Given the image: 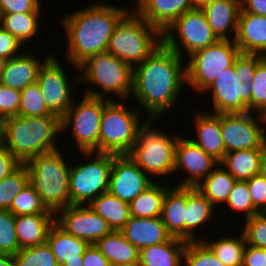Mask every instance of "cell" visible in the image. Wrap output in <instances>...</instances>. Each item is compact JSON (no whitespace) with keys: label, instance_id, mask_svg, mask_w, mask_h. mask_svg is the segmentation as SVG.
Instances as JSON below:
<instances>
[{"label":"cell","instance_id":"1","mask_svg":"<svg viewBox=\"0 0 266 266\" xmlns=\"http://www.w3.org/2000/svg\"><path fill=\"white\" fill-rule=\"evenodd\" d=\"M184 58L162 43L133 68L132 95L157 120L176 106L186 83Z\"/></svg>","mask_w":266,"mask_h":266},{"label":"cell","instance_id":"2","mask_svg":"<svg viewBox=\"0 0 266 266\" xmlns=\"http://www.w3.org/2000/svg\"><path fill=\"white\" fill-rule=\"evenodd\" d=\"M129 12L123 7L95 2L61 19L67 36V61L77 68L90 56L107 51L118 22Z\"/></svg>","mask_w":266,"mask_h":266},{"label":"cell","instance_id":"3","mask_svg":"<svg viewBox=\"0 0 266 266\" xmlns=\"http://www.w3.org/2000/svg\"><path fill=\"white\" fill-rule=\"evenodd\" d=\"M61 119L56 115L12 116L0 123V142L21 162L57 150Z\"/></svg>","mask_w":266,"mask_h":266},{"label":"cell","instance_id":"4","mask_svg":"<svg viewBox=\"0 0 266 266\" xmlns=\"http://www.w3.org/2000/svg\"><path fill=\"white\" fill-rule=\"evenodd\" d=\"M59 149L39 154L24 164L29 172V182L40 195L47 210L56 214L70 206V169Z\"/></svg>","mask_w":266,"mask_h":266},{"label":"cell","instance_id":"5","mask_svg":"<svg viewBox=\"0 0 266 266\" xmlns=\"http://www.w3.org/2000/svg\"><path fill=\"white\" fill-rule=\"evenodd\" d=\"M131 10L116 25L107 52L134 68L163 43V37L158 28Z\"/></svg>","mask_w":266,"mask_h":266},{"label":"cell","instance_id":"6","mask_svg":"<svg viewBox=\"0 0 266 266\" xmlns=\"http://www.w3.org/2000/svg\"><path fill=\"white\" fill-rule=\"evenodd\" d=\"M78 70L81 72V75L75 78L78 84L88 82L101 88L95 90V87H87L85 95L105 98L104 91L108 93L107 99L111 100L109 94L114 93L123 102L131 96L133 68L107 51L90 56L78 66Z\"/></svg>","mask_w":266,"mask_h":266},{"label":"cell","instance_id":"7","mask_svg":"<svg viewBox=\"0 0 266 266\" xmlns=\"http://www.w3.org/2000/svg\"><path fill=\"white\" fill-rule=\"evenodd\" d=\"M155 121L148 119L139 129L137 140L127 156L148 176L167 177L174 173L176 145L180 136L170 137L161 129L152 128L151 124Z\"/></svg>","mask_w":266,"mask_h":266},{"label":"cell","instance_id":"8","mask_svg":"<svg viewBox=\"0 0 266 266\" xmlns=\"http://www.w3.org/2000/svg\"><path fill=\"white\" fill-rule=\"evenodd\" d=\"M121 102L112 98L105 104L100 123L99 153L127 155L137 140L139 129L148 120L140 123L139 110H131Z\"/></svg>","mask_w":266,"mask_h":266},{"label":"cell","instance_id":"9","mask_svg":"<svg viewBox=\"0 0 266 266\" xmlns=\"http://www.w3.org/2000/svg\"><path fill=\"white\" fill-rule=\"evenodd\" d=\"M241 53L234 40H218L191 55L185 64L186 84L203 93ZM202 91V92H201Z\"/></svg>","mask_w":266,"mask_h":266},{"label":"cell","instance_id":"10","mask_svg":"<svg viewBox=\"0 0 266 266\" xmlns=\"http://www.w3.org/2000/svg\"><path fill=\"white\" fill-rule=\"evenodd\" d=\"M89 159L70 169V204L88 205L92 200L109 191L113 154L81 152ZM93 157V159H92Z\"/></svg>","mask_w":266,"mask_h":266},{"label":"cell","instance_id":"11","mask_svg":"<svg viewBox=\"0 0 266 266\" xmlns=\"http://www.w3.org/2000/svg\"><path fill=\"white\" fill-rule=\"evenodd\" d=\"M82 95V101L78 104L73 101L61 118V131L71 130L76 149L80 152L99 153L101 116L109 99Z\"/></svg>","mask_w":266,"mask_h":266},{"label":"cell","instance_id":"12","mask_svg":"<svg viewBox=\"0 0 266 266\" xmlns=\"http://www.w3.org/2000/svg\"><path fill=\"white\" fill-rule=\"evenodd\" d=\"M162 37L163 43L181 57L184 54L183 50L189 56L219 40L208 24L204 11L199 7L178 17L162 32Z\"/></svg>","mask_w":266,"mask_h":266},{"label":"cell","instance_id":"13","mask_svg":"<svg viewBox=\"0 0 266 266\" xmlns=\"http://www.w3.org/2000/svg\"><path fill=\"white\" fill-rule=\"evenodd\" d=\"M265 125L266 116L261 114L254 115L249 111L245 113H221L220 129L225 153L234 150L260 148L266 142Z\"/></svg>","mask_w":266,"mask_h":266},{"label":"cell","instance_id":"14","mask_svg":"<svg viewBox=\"0 0 266 266\" xmlns=\"http://www.w3.org/2000/svg\"><path fill=\"white\" fill-rule=\"evenodd\" d=\"M252 86L250 81L242 82L235 73L234 65L222 71L205 90L212 93L213 113L252 112Z\"/></svg>","mask_w":266,"mask_h":266},{"label":"cell","instance_id":"15","mask_svg":"<svg viewBox=\"0 0 266 266\" xmlns=\"http://www.w3.org/2000/svg\"><path fill=\"white\" fill-rule=\"evenodd\" d=\"M49 54L51 56L39 70L37 84L48 110L61 119L75 100L71 92L73 85H70L66 71L63 70L56 56L53 53Z\"/></svg>","mask_w":266,"mask_h":266},{"label":"cell","instance_id":"16","mask_svg":"<svg viewBox=\"0 0 266 266\" xmlns=\"http://www.w3.org/2000/svg\"><path fill=\"white\" fill-rule=\"evenodd\" d=\"M55 223L66 233L89 245L113 232L110 225L88 205H70L55 214Z\"/></svg>","mask_w":266,"mask_h":266},{"label":"cell","instance_id":"17","mask_svg":"<svg viewBox=\"0 0 266 266\" xmlns=\"http://www.w3.org/2000/svg\"><path fill=\"white\" fill-rule=\"evenodd\" d=\"M127 155L113 154L109 193L130 203L153 182Z\"/></svg>","mask_w":266,"mask_h":266},{"label":"cell","instance_id":"18","mask_svg":"<svg viewBox=\"0 0 266 266\" xmlns=\"http://www.w3.org/2000/svg\"><path fill=\"white\" fill-rule=\"evenodd\" d=\"M218 165L216 159L195 145L188 137L178 138L174 173L182 169L187 175L184 180L176 184L177 186L197 187Z\"/></svg>","mask_w":266,"mask_h":266},{"label":"cell","instance_id":"19","mask_svg":"<svg viewBox=\"0 0 266 266\" xmlns=\"http://www.w3.org/2000/svg\"><path fill=\"white\" fill-rule=\"evenodd\" d=\"M201 9L219 40H235L238 30L241 0H211ZM229 32L234 33L229 36ZM232 39H231V38Z\"/></svg>","mask_w":266,"mask_h":266},{"label":"cell","instance_id":"20","mask_svg":"<svg viewBox=\"0 0 266 266\" xmlns=\"http://www.w3.org/2000/svg\"><path fill=\"white\" fill-rule=\"evenodd\" d=\"M194 8L191 0H137L134 10L164 32L178 17Z\"/></svg>","mask_w":266,"mask_h":266},{"label":"cell","instance_id":"21","mask_svg":"<svg viewBox=\"0 0 266 266\" xmlns=\"http://www.w3.org/2000/svg\"><path fill=\"white\" fill-rule=\"evenodd\" d=\"M121 232L139 250L167 242L172 238L161 217L137 218L130 216Z\"/></svg>","mask_w":266,"mask_h":266},{"label":"cell","instance_id":"22","mask_svg":"<svg viewBox=\"0 0 266 266\" xmlns=\"http://www.w3.org/2000/svg\"><path fill=\"white\" fill-rule=\"evenodd\" d=\"M32 55L23 52L8 59L0 77V84L21 91L36 83L41 66L51 55H47L43 61Z\"/></svg>","mask_w":266,"mask_h":266},{"label":"cell","instance_id":"23","mask_svg":"<svg viewBox=\"0 0 266 266\" xmlns=\"http://www.w3.org/2000/svg\"><path fill=\"white\" fill-rule=\"evenodd\" d=\"M234 41L241 53L266 56V16L240 13Z\"/></svg>","mask_w":266,"mask_h":266},{"label":"cell","instance_id":"24","mask_svg":"<svg viewBox=\"0 0 266 266\" xmlns=\"http://www.w3.org/2000/svg\"><path fill=\"white\" fill-rule=\"evenodd\" d=\"M46 242L60 266H83V254L89 245L86 241L66 233L54 223Z\"/></svg>","mask_w":266,"mask_h":266},{"label":"cell","instance_id":"25","mask_svg":"<svg viewBox=\"0 0 266 266\" xmlns=\"http://www.w3.org/2000/svg\"><path fill=\"white\" fill-rule=\"evenodd\" d=\"M199 111L193 119L197 139L189 138L195 145L220 162L225 155L224 141L220 129V114Z\"/></svg>","mask_w":266,"mask_h":266},{"label":"cell","instance_id":"26","mask_svg":"<svg viewBox=\"0 0 266 266\" xmlns=\"http://www.w3.org/2000/svg\"><path fill=\"white\" fill-rule=\"evenodd\" d=\"M187 187H170L163 199L161 220L168 233L185 241Z\"/></svg>","mask_w":266,"mask_h":266},{"label":"cell","instance_id":"27","mask_svg":"<svg viewBox=\"0 0 266 266\" xmlns=\"http://www.w3.org/2000/svg\"><path fill=\"white\" fill-rule=\"evenodd\" d=\"M55 214H30L16 216L15 228L20 249L46 243Z\"/></svg>","mask_w":266,"mask_h":266},{"label":"cell","instance_id":"28","mask_svg":"<svg viewBox=\"0 0 266 266\" xmlns=\"http://www.w3.org/2000/svg\"><path fill=\"white\" fill-rule=\"evenodd\" d=\"M186 208L185 241L199 240L200 237L197 238L194 234L197 233L196 229L215 218L213 213L216 209L196 187H187Z\"/></svg>","mask_w":266,"mask_h":266},{"label":"cell","instance_id":"29","mask_svg":"<svg viewBox=\"0 0 266 266\" xmlns=\"http://www.w3.org/2000/svg\"><path fill=\"white\" fill-rule=\"evenodd\" d=\"M263 145L260 148L225 153L219 162L236 181H248L259 174Z\"/></svg>","mask_w":266,"mask_h":266},{"label":"cell","instance_id":"30","mask_svg":"<svg viewBox=\"0 0 266 266\" xmlns=\"http://www.w3.org/2000/svg\"><path fill=\"white\" fill-rule=\"evenodd\" d=\"M187 242L172 237L169 241L144 247L140 250L142 266H182Z\"/></svg>","mask_w":266,"mask_h":266},{"label":"cell","instance_id":"31","mask_svg":"<svg viewBox=\"0 0 266 266\" xmlns=\"http://www.w3.org/2000/svg\"><path fill=\"white\" fill-rule=\"evenodd\" d=\"M111 265L140 261V250L121 231H113L95 243Z\"/></svg>","mask_w":266,"mask_h":266},{"label":"cell","instance_id":"32","mask_svg":"<svg viewBox=\"0 0 266 266\" xmlns=\"http://www.w3.org/2000/svg\"><path fill=\"white\" fill-rule=\"evenodd\" d=\"M88 206L107 221L113 231H121L130 218L129 203L109 192L101 194Z\"/></svg>","mask_w":266,"mask_h":266},{"label":"cell","instance_id":"33","mask_svg":"<svg viewBox=\"0 0 266 266\" xmlns=\"http://www.w3.org/2000/svg\"><path fill=\"white\" fill-rule=\"evenodd\" d=\"M171 187L154 181L129 203L130 216L137 218L161 217L163 199Z\"/></svg>","mask_w":266,"mask_h":266},{"label":"cell","instance_id":"34","mask_svg":"<svg viewBox=\"0 0 266 266\" xmlns=\"http://www.w3.org/2000/svg\"><path fill=\"white\" fill-rule=\"evenodd\" d=\"M235 182L236 180L218 165L196 188L216 207L220 203H226Z\"/></svg>","mask_w":266,"mask_h":266},{"label":"cell","instance_id":"35","mask_svg":"<svg viewBox=\"0 0 266 266\" xmlns=\"http://www.w3.org/2000/svg\"><path fill=\"white\" fill-rule=\"evenodd\" d=\"M41 13L42 11L1 14L0 26L15 36L23 45L32 41L31 39L38 33Z\"/></svg>","mask_w":266,"mask_h":266},{"label":"cell","instance_id":"36","mask_svg":"<svg viewBox=\"0 0 266 266\" xmlns=\"http://www.w3.org/2000/svg\"><path fill=\"white\" fill-rule=\"evenodd\" d=\"M203 240L214 252L216 257L225 266H243L244 251L247 246L243 233H241L237 238L233 235L218 237L216 240H208L205 238H200Z\"/></svg>","mask_w":266,"mask_h":266},{"label":"cell","instance_id":"37","mask_svg":"<svg viewBox=\"0 0 266 266\" xmlns=\"http://www.w3.org/2000/svg\"><path fill=\"white\" fill-rule=\"evenodd\" d=\"M28 183L29 172L24 163L0 180V210H9L13 199Z\"/></svg>","mask_w":266,"mask_h":266},{"label":"cell","instance_id":"38","mask_svg":"<svg viewBox=\"0 0 266 266\" xmlns=\"http://www.w3.org/2000/svg\"><path fill=\"white\" fill-rule=\"evenodd\" d=\"M9 211H11L15 216L30 214H54L53 212L47 210L42 204L40 195L30 182L13 199Z\"/></svg>","mask_w":266,"mask_h":266},{"label":"cell","instance_id":"39","mask_svg":"<svg viewBox=\"0 0 266 266\" xmlns=\"http://www.w3.org/2000/svg\"><path fill=\"white\" fill-rule=\"evenodd\" d=\"M18 115L26 117L54 115L48 110L37 82L21 90Z\"/></svg>","mask_w":266,"mask_h":266},{"label":"cell","instance_id":"40","mask_svg":"<svg viewBox=\"0 0 266 266\" xmlns=\"http://www.w3.org/2000/svg\"><path fill=\"white\" fill-rule=\"evenodd\" d=\"M13 257L14 266H60L47 242L20 249Z\"/></svg>","mask_w":266,"mask_h":266},{"label":"cell","instance_id":"41","mask_svg":"<svg viewBox=\"0 0 266 266\" xmlns=\"http://www.w3.org/2000/svg\"><path fill=\"white\" fill-rule=\"evenodd\" d=\"M183 266H225L203 240L187 242Z\"/></svg>","mask_w":266,"mask_h":266},{"label":"cell","instance_id":"42","mask_svg":"<svg viewBox=\"0 0 266 266\" xmlns=\"http://www.w3.org/2000/svg\"><path fill=\"white\" fill-rule=\"evenodd\" d=\"M16 216L9 210H0V254L14 256L19 250L15 228Z\"/></svg>","mask_w":266,"mask_h":266},{"label":"cell","instance_id":"43","mask_svg":"<svg viewBox=\"0 0 266 266\" xmlns=\"http://www.w3.org/2000/svg\"><path fill=\"white\" fill-rule=\"evenodd\" d=\"M234 212H244L247 219L260 212L253 206L247 181H236L225 203Z\"/></svg>","mask_w":266,"mask_h":266},{"label":"cell","instance_id":"44","mask_svg":"<svg viewBox=\"0 0 266 266\" xmlns=\"http://www.w3.org/2000/svg\"><path fill=\"white\" fill-rule=\"evenodd\" d=\"M252 85V113L266 116V56L257 64Z\"/></svg>","mask_w":266,"mask_h":266},{"label":"cell","instance_id":"45","mask_svg":"<svg viewBox=\"0 0 266 266\" xmlns=\"http://www.w3.org/2000/svg\"><path fill=\"white\" fill-rule=\"evenodd\" d=\"M244 221L241 232L246 244L266 249V213H259Z\"/></svg>","mask_w":266,"mask_h":266},{"label":"cell","instance_id":"46","mask_svg":"<svg viewBox=\"0 0 266 266\" xmlns=\"http://www.w3.org/2000/svg\"><path fill=\"white\" fill-rule=\"evenodd\" d=\"M21 91L0 84V123L18 115Z\"/></svg>","mask_w":266,"mask_h":266},{"label":"cell","instance_id":"47","mask_svg":"<svg viewBox=\"0 0 266 266\" xmlns=\"http://www.w3.org/2000/svg\"><path fill=\"white\" fill-rule=\"evenodd\" d=\"M265 56L258 54L240 53L234 62L235 73H238V77L242 82H252L256 73L257 64Z\"/></svg>","mask_w":266,"mask_h":266},{"label":"cell","instance_id":"48","mask_svg":"<svg viewBox=\"0 0 266 266\" xmlns=\"http://www.w3.org/2000/svg\"><path fill=\"white\" fill-rule=\"evenodd\" d=\"M253 206L260 212L266 213V181L260 175H254L247 181Z\"/></svg>","mask_w":266,"mask_h":266},{"label":"cell","instance_id":"49","mask_svg":"<svg viewBox=\"0 0 266 266\" xmlns=\"http://www.w3.org/2000/svg\"><path fill=\"white\" fill-rule=\"evenodd\" d=\"M40 0H0V13H28L40 11Z\"/></svg>","mask_w":266,"mask_h":266},{"label":"cell","instance_id":"50","mask_svg":"<svg viewBox=\"0 0 266 266\" xmlns=\"http://www.w3.org/2000/svg\"><path fill=\"white\" fill-rule=\"evenodd\" d=\"M21 47H23L22 43L0 26V56L6 59L14 58L22 52Z\"/></svg>","mask_w":266,"mask_h":266},{"label":"cell","instance_id":"51","mask_svg":"<svg viewBox=\"0 0 266 266\" xmlns=\"http://www.w3.org/2000/svg\"><path fill=\"white\" fill-rule=\"evenodd\" d=\"M21 162L0 142V180L13 172Z\"/></svg>","mask_w":266,"mask_h":266},{"label":"cell","instance_id":"52","mask_svg":"<svg viewBox=\"0 0 266 266\" xmlns=\"http://www.w3.org/2000/svg\"><path fill=\"white\" fill-rule=\"evenodd\" d=\"M243 266H266V249L247 245L244 251Z\"/></svg>","mask_w":266,"mask_h":266},{"label":"cell","instance_id":"53","mask_svg":"<svg viewBox=\"0 0 266 266\" xmlns=\"http://www.w3.org/2000/svg\"><path fill=\"white\" fill-rule=\"evenodd\" d=\"M83 266H111L95 244H90L83 254Z\"/></svg>","mask_w":266,"mask_h":266},{"label":"cell","instance_id":"54","mask_svg":"<svg viewBox=\"0 0 266 266\" xmlns=\"http://www.w3.org/2000/svg\"><path fill=\"white\" fill-rule=\"evenodd\" d=\"M266 16V0H241V12Z\"/></svg>","mask_w":266,"mask_h":266},{"label":"cell","instance_id":"55","mask_svg":"<svg viewBox=\"0 0 266 266\" xmlns=\"http://www.w3.org/2000/svg\"><path fill=\"white\" fill-rule=\"evenodd\" d=\"M259 174L266 181V142L263 144V152H262V155H261V163H260Z\"/></svg>","mask_w":266,"mask_h":266},{"label":"cell","instance_id":"56","mask_svg":"<svg viewBox=\"0 0 266 266\" xmlns=\"http://www.w3.org/2000/svg\"><path fill=\"white\" fill-rule=\"evenodd\" d=\"M0 266H14V257L8 254H0Z\"/></svg>","mask_w":266,"mask_h":266},{"label":"cell","instance_id":"57","mask_svg":"<svg viewBox=\"0 0 266 266\" xmlns=\"http://www.w3.org/2000/svg\"><path fill=\"white\" fill-rule=\"evenodd\" d=\"M211 0H191L194 7L201 8L205 3L210 2Z\"/></svg>","mask_w":266,"mask_h":266},{"label":"cell","instance_id":"58","mask_svg":"<svg viewBox=\"0 0 266 266\" xmlns=\"http://www.w3.org/2000/svg\"><path fill=\"white\" fill-rule=\"evenodd\" d=\"M111 266H142L140 261H135V262H131V263H122V264H114Z\"/></svg>","mask_w":266,"mask_h":266},{"label":"cell","instance_id":"59","mask_svg":"<svg viewBox=\"0 0 266 266\" xmlns=\"http://www.w3.org/2000/svg\"><path fill=\"white\" fill-rule=\"evenodd\" d=\"M7 60L8 59L4 58L3 56H0V77H1V74L4 70V68H5Z\"/></svg>","mask_w":266,"mask_h":266}]
</instances>
